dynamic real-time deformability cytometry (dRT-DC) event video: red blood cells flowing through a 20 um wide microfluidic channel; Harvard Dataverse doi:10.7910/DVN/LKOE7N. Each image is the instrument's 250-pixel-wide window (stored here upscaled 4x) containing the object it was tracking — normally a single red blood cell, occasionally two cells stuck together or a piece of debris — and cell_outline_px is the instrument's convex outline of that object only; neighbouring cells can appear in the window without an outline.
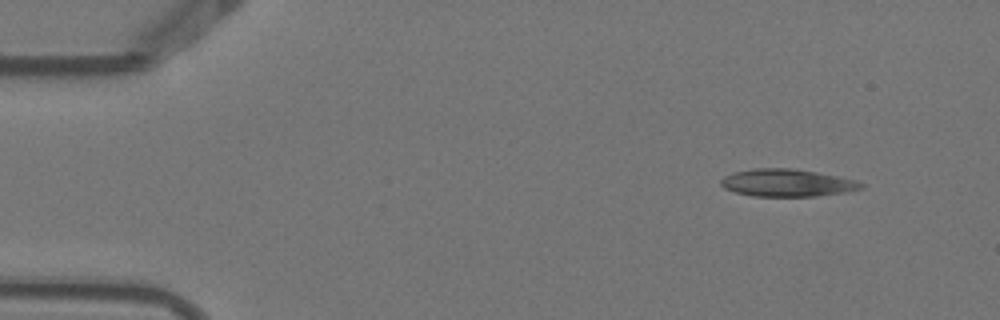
{"species": "Egyptian fruit bat (a non-hibernating species)", "species_latin": "Rousettus aegyptiacus", "temperature_condition": "warm", "stored_images_in_passage": 8, "camera_frame_rate_fps": 3000, "um_per_image_px": 0.085, "animal": {"sex": "female"}, "frame": {"image": 1, "passage_image": 1, "time_ms": 0.0, "image_size_px": [1000, 320], "cell_outline_px": [[864, 188], [844, 192], [816, 196], [752, 196], [736, 192], [724, 188], [720, 184], [720, 180], [724, 176], [736, 172], [756, 168], [792, 168], [816, 172], [856, 180], [864, 184]], "centroid_in_image_um": [66.9, 15.54], "position_along_channel_um": 18.1, "area_um2": 22.25}}
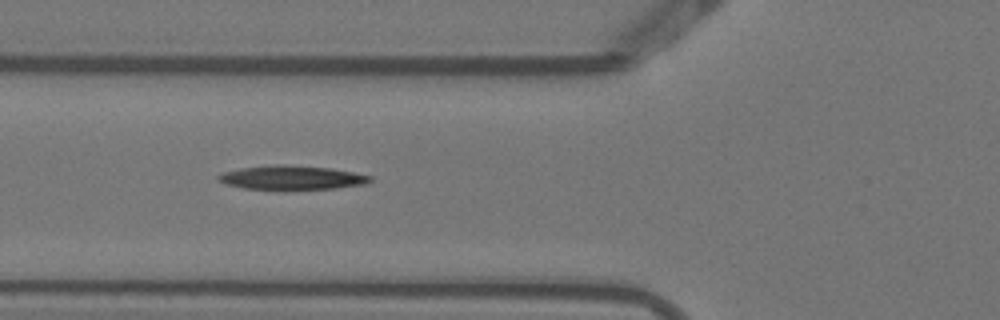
{"frame": {"image": 2, "passage_image": 5, "time_ms": 1.333, "image_size_px": [1000, 320], "cell_outline_px": [[372, 180], [364, 184], [336, 188], [244, 188], [224, 184], [216, 176], [220, 172], [240, 168], [276, 164], [280, 164], [332, 168], [372, 176]], "centroid_in_image_um": [24.77, 15.07], "position_along_channel_um": 101.0, "area_um2": 20.81}}
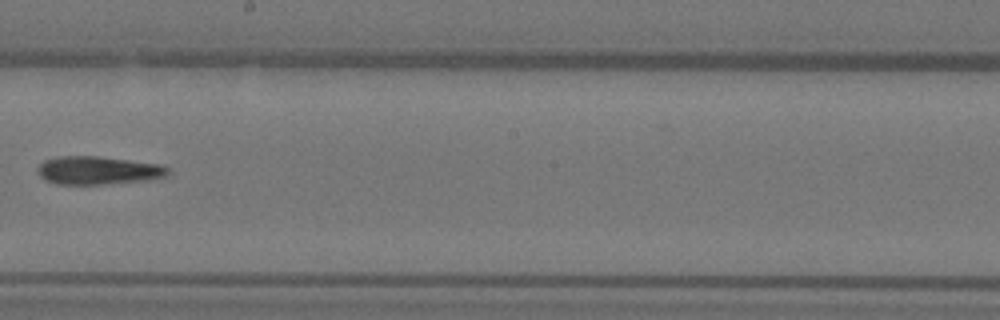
{"frame": {"image": 3, "passage_image": 8, "time_ms": 2.333, "image_size_px": [1000, 320], "cell_outline_px": [[172, 172], [168, 176], [152, 180], [108, 184], [56, 184], [44, 180], [36, 172], [36, 168], [44, 160], [60, 156], [100, 156], [156, 164], [168, 168]], "centroid_in_image_um": [8.33, 14.49], "position_along_channel_um": 239.9, "area_um2": 21.68}}